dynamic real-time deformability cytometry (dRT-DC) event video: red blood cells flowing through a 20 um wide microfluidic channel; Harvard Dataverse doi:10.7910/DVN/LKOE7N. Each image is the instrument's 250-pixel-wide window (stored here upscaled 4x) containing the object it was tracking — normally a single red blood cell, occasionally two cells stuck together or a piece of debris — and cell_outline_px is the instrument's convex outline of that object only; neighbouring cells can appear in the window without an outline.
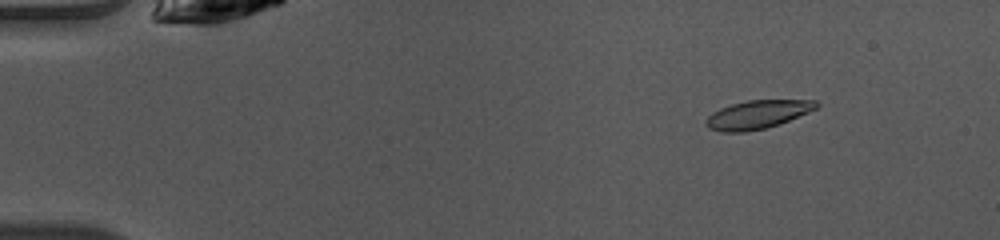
{"species": "common noctule bat (a hibernating species)", "species_latin": "Nyctalus noctula", "temperature_condition": "warm", "stored_images_in_passage": 50, "camera_frame_rate_fps": 3000, "um_per_image_px": 0.085, "animal": {"sex": "female", "body_mass_g": 10.0, "forearm_length_mm": 53.1}, "frame": {"image": 1, "passage_image": 7, "time_ms": 2.0, "image_size_px": [1000, 240], "cell_outline_px": [[820, 104], [816, 108], [808, 112], [780, 124], [764, 128], [744, 132], [720, 132], [708, 128], [704, 124], [708, 116], [712, 112], [720, 108], [732, 104], [748, 100], [816, 100]], "centroid_in_image_um": [64.36, 9.74], "position_along_channel_um": 20.6, "area_um2": 18.26}}
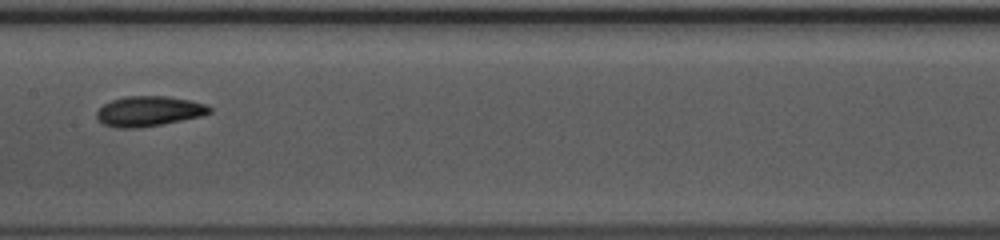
{"frame": {"image": 2, "passage_image": 26, "time_ms": 8.333, "image_size_px": [1000, 240], "cell_outline_px": [[212, 112], [200, 116], [160, 124], [136, 128], [116, 128], [104, 124], [96, 116], [96, 112], [104, 104], [112, 100], [124, 96], [168, 96], [208, 104], [212, 108]], "centroid_in_image_um": [12.66, 9.44], "position_along_channel_um": 194.7, "area_um2": 19.65}}
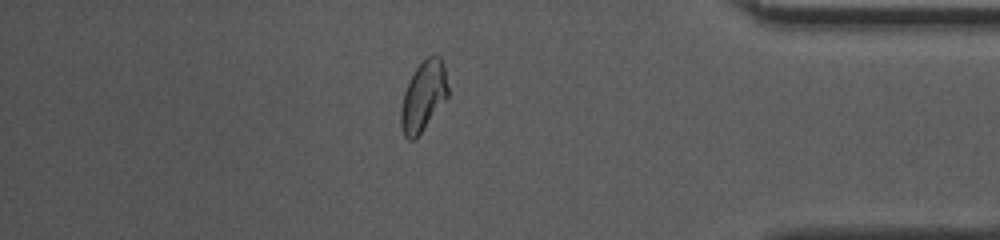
{"frame": {"image": 3, "passage_image": 43, "time_ms": 14.0, "image_size_px": [1000, 240], "cell_outline_px": [[448, 96], [420, 132], [412, 140], [408, 140], [404, 136], [400, 124], [400, 108], [404, 92], [416, 68], [432, 52], [436, 52], [440, 56], [444, 64], [448, 88]], "centroid_in_image_um": [35.99, 8.12], "position_along_channel_um": 399.2, "area_um2": 18.96}, "authors_computed_cell_mechanics": {"area_um2": 19.0162, "velocity_mm_per_s": 4.0755, "shape_relaxation_time_tau1_ms": 3.2176, "shape_relaxation_time_tau2_ms": 2.1538, "deformation_change_tau1": 0.1098, "deformation_change_tau2": 0.0797}}